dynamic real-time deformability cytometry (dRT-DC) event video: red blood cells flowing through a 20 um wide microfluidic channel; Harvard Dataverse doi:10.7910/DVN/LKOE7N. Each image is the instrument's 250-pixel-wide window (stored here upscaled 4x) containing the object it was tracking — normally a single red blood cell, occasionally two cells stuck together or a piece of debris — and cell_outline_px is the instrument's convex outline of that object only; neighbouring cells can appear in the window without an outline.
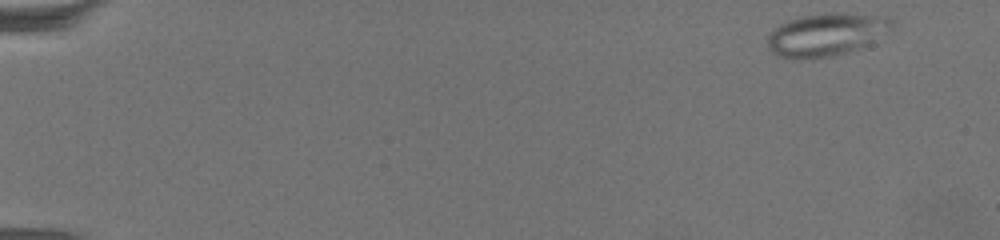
{"species": "common noctule bat (a hibernating species)", "species_latin": "Nyctalus noctula", "temperature_condition": "warm", "stored_images_in_passage": 63, "camera_frame_rate_fps": 3000, "um_per_image_px": 0.085, "animal": {"sex": "female", "body_mass_g": 19.5, "forearm_length_mm": 54.1}, "frame": {"image": 1, "passage_image": 2, "time_ms": 0.333, "image_size_px": [1000, 240], "cell_outline_px": [[896, 24], [892, 28], [864, 44], [856, 48], [832, 56], [780, 56], [772, 52], [768, 48], [768, 36], [776, 28], [792, 20], [804, 16], [888, 16], [896, 20]], "centroid_in_image_um": [70.25, 2.95], "position_along_channel_um": 14.7, "area_um2": 28.38}}
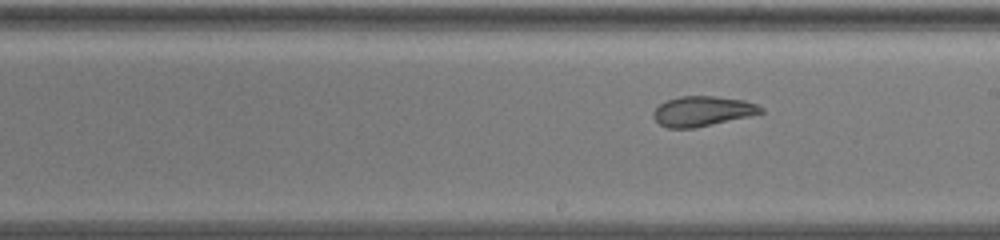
{"frame": {"image": 2, "passage_image": 37, "time_ms": 12.0, "image_size_px": [1000, 240], "cell_outline_px": [[764, 112], [748, 116], [692, 128], [668, 128], [660, 124], [652, 116], [652, 112], [660, 104], [668, 100], [680, 96], [712, 96], [744, 100], [756, 104], [764, 108]], "centroid_in_image_um": [59.69, 9.44], "position_along_channel_um": 229.3, "area_um2": 18.5}}
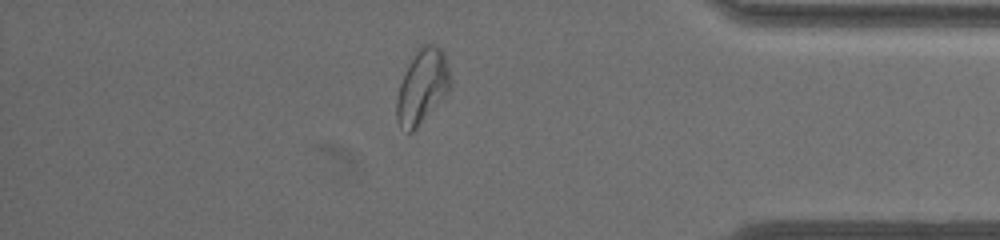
{"frame": {"image": 3, "passage_image": 55, "time_ms": 18.0, "image_size_px": [1000, 240], "cell_outline_px": [[452, 80], [448, 92], [416, 128], [412, 132], [408, 132], [396, 120], [396, 100], [400, 84], [408, 64], [416, 52], [424, 44], [436, 44], [444, 52]], "centroid_in_image_um": [35.9, 7.33], "position_along_channel_um": 399.3, "area_um2": 22.95}, "authors_computed_cell_mechanics": {"area_um2": 23.3512, "velocity_mm_per_s": 3.2265, "shape_relaxation_time_tau1_ms": null, "shape_relaxation_time_tau2_ms": 1.3655, "deformation_change_tau1": null, "deformation_change_tau2": 0.079}}